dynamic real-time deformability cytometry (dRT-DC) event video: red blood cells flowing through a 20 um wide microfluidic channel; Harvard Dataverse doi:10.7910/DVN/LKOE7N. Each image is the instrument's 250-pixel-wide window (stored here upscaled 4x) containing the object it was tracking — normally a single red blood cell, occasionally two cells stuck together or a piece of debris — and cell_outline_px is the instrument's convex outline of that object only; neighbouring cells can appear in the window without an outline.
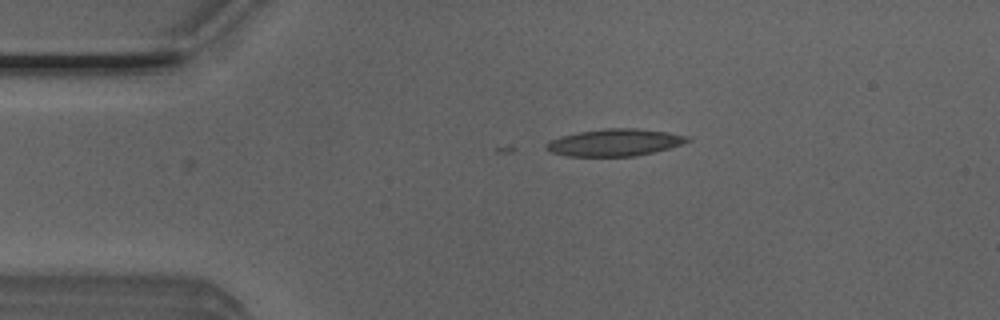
{"species": "Egyptian fruit bat (a non-hibernating species)", "species_latin": "Rousettus aegyptiacus", "temperature_condition": "room temperature", "stored_images_in_passage": 6, "camera_frame_rate_fps": 3000, "um_per_image_px": 0.085, "animal": {"sex": "male"}, "frame": {"image": 1, "passage_image": 1, "time_ms": 0.0, "image_size_px": [1000, 320], "cell_outline_px": [[692, 140], [668, 148], [636, 156], [568, 156], [552, 152], [544, 148], [544, 144], [560, 136], [580, 132], [604, 128], [636, 128], [668, 132], [688, 136]], "centroid_in_image_um": [52.24, 12.11], "position_along_channel_um": 32.8, "area_um2": 22.14}}